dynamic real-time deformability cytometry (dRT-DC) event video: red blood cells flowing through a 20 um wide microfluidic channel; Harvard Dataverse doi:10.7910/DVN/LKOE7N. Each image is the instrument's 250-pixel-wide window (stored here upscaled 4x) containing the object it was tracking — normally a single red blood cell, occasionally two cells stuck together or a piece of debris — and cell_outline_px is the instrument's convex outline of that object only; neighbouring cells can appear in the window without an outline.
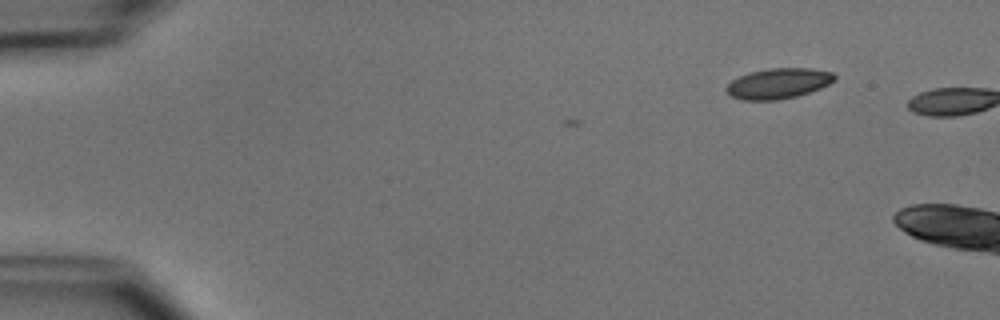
{"species": "common noctule bat (a hibernating species)", "species_latin": "Nyctalus noctula", "temperature_condition": "cold", "stored_images_in_passage": 3, "camera_frame_rate_fps": 3000, "um_per_image_px": 0.085, "animal": {"sex": "male", "body_mass_g": 15.6}, "frame": {"image": 1, "passage_image": 3, "time_ms": 0.667, "image_size_px": [1000, 320], "cell_outline_px": [[836, 80], [820, 88], [796, 96], [776, 100], [740, 100], [732, 96], [724, 88], [732, 80], [748, 72], [768, 68], [812, 68], [832, 72], [836, 76]], "centroid_in_image_um": [66.15, 7.08], "position_along_channel_um": 18.8, "area_um2": 19.19}}